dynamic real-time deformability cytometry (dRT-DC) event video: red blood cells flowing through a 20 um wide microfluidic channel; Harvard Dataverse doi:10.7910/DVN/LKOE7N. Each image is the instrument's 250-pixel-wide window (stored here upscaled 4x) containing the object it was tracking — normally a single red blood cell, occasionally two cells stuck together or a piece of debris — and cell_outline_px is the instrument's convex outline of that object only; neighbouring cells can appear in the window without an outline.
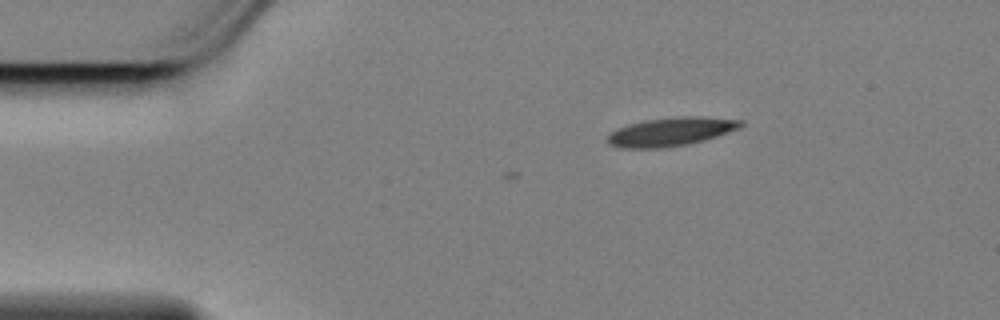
{"species": "Egyptian fruit bat (a non-hibernating species)", "species_latin": "Rousettus aegyptiacus", "temperature_condition": "cold", "stored_images_in_passage": 3, "camera_frame_rate_fps": 3000, "um_per_image_px": 0.085, "animal": {"sex": "female"}, "frame": {"image": 1, "passage_image": 1, "time_ms": 0.0, "image_size_px": [1000, 320], "cell_outline_px": [[744, 124], [740, 128], [704, 140], [688, 144], [660, 148], [620, 148], [608, 144], [608, 136], [612, 132], [620, 128], [644, 120], [684, 116], [700, 116], [744, 120]], "centroid_in_image_um": [57.07, 11.19], "position_along_channel_um": 27.9, "area_um2": 21.96}}